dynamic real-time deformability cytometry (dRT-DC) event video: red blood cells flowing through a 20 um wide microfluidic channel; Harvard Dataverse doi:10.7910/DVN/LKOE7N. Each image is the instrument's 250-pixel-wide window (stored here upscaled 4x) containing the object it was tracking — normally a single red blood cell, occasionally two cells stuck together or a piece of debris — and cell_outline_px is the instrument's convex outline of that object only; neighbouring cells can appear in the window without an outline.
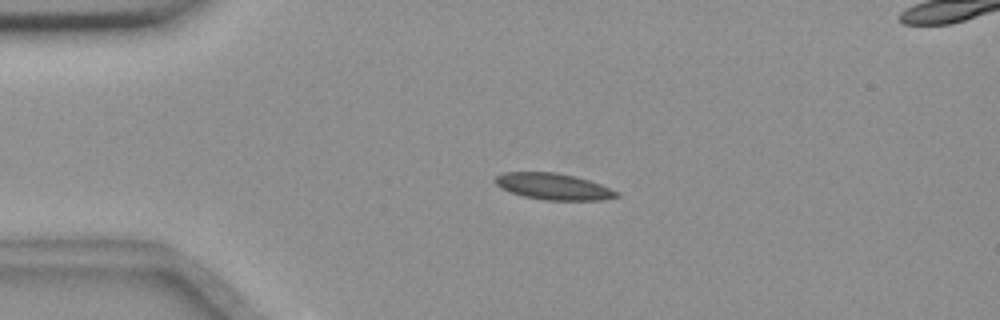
{"species": "common noctule bat (a hibernating species)", "species_latin": "Nyctalus noctula", "temperature_condition": "room temperature", "stored_images_in_passage": 56, "segment_of_instrument_passage": [1, 2], "camera_frame_rate_fps": 3000, "um_per_image_px": 0.085, "animal": {"sex": "female", "body_mass_g": 18.4}, "frame": {"image": 1, "passage_image": 12, "time_ms": 3.667, "image_size_px": [1000, 320], "cell_outline_px": [[620, 196], [604, 200], [544, 200], [524, 196], [500, 188], [492, 180], [496, 176], [504, 172], [556, 172], [576, 176], [600, 184], [620, 192]], "centroid_in_image_um": [47.05, 15.85], "position_along_channel_um": 38.0, "area_um2": 18.79}}
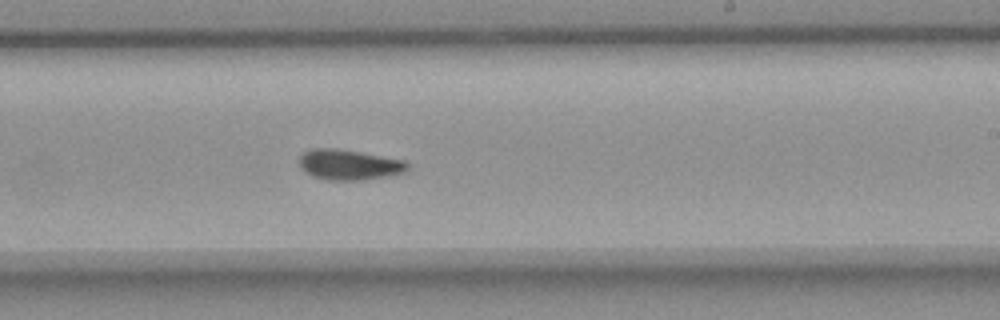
{"frame": {"image": 2, "passage_image": 33, "time_ms": 10.667, "image_size_px": [1000, 320], "cell_outline_px": [[408, 168], [404, 172], [388, 176], [360, 180], [328, 180], [312, 176], [304, 172], [300, 168], [300, 156], [304, 152], [312, 148], [336, 148], [360, 152], [404, 160], [408, 164]], "centroid_in_image_um": [29.64, 14.0], "position_along_channel_um": 259.4, "area_um2": 19.13}}
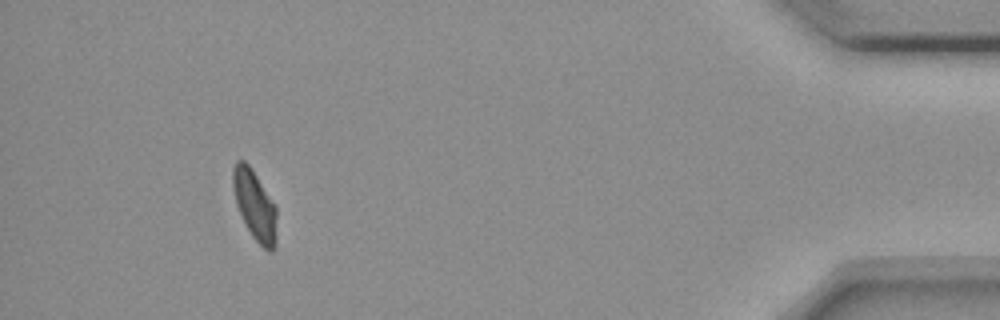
{"frame": {"image": 3, "passage_image": 51, "time_ms": 16.667, "image_size_px": [1000, 320], "cell_outline_px": [[276, 244], [272, 252], [268, 252], [252, 236], [236, 204], [232, 184], [232, 168], [236, 160], [244, 160], [248, 164], [276, 204]], "centroid_in_image_um": [21.66, 17.43], "position_along_channel_um": 413.5, "area_um2": 17.8}}